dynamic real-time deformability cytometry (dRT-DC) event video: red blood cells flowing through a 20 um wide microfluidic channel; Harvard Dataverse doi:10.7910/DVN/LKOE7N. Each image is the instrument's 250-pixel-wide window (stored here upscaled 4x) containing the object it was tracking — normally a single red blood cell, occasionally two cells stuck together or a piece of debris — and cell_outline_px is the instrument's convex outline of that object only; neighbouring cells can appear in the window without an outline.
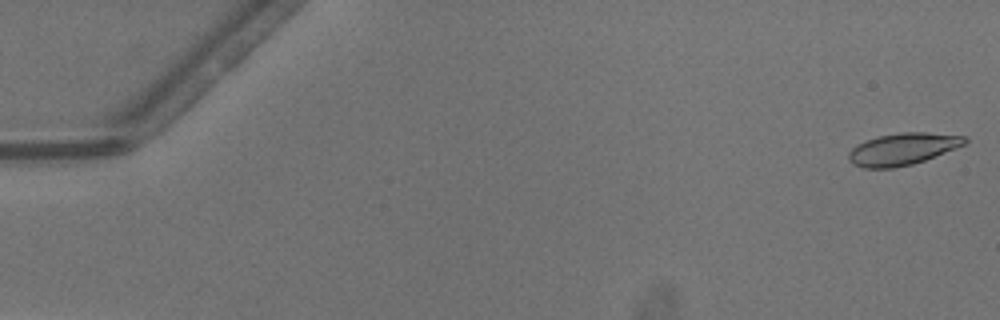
{"species": "common noctule bat (a hibernating species)", "species_latin": "Nyctalus noctula", "temperature_condition": "warm", "stored_images_in_passage": 51, "camera_frame_rate_fps": 3000, "um_per_image_px": 0.085, "animal": {"sex": "male", "body_mass_g": 13.3}, "frame": {"image": 1, "passage_image": 1, "time_ms": 0.0, "image_size_px": [1000, 320], "cell_outline_px": [[968, 140], [964, 144], [924, 160], [912, 164], [892, 168], [864, 168], [852, 164], [848, 160], [848, 152], [856, 144], [880, 136], [900, 132], [924, 132], [968, 136]], "centroid_in_image_um": [76.69, 12.66], "position_along_channel_um": 8.3, "area_um2": 21.44}}
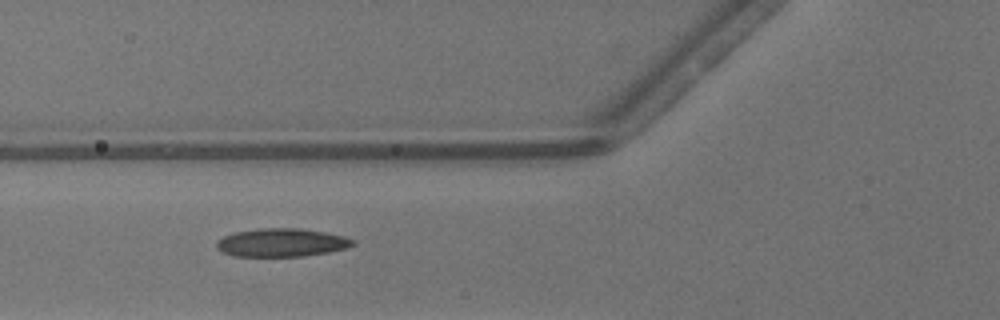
{"frame": {"image": 2, "passage_image": 20, "time_ms": 6.333, "image_size_px": [1000, 320], "cell_outline_px": [[356, 244], [348, 248], [328, 252], [304, 256], [232, 256], [216, 248], [216, 240], [232, 232], [260, 228], [300, 228], [324, 232], [344, 236], [356, 240]], "centroid_in_image_um": [23.94, 20.61], "position_along_channel_um": 101.9, "area_um2": 22.66}}
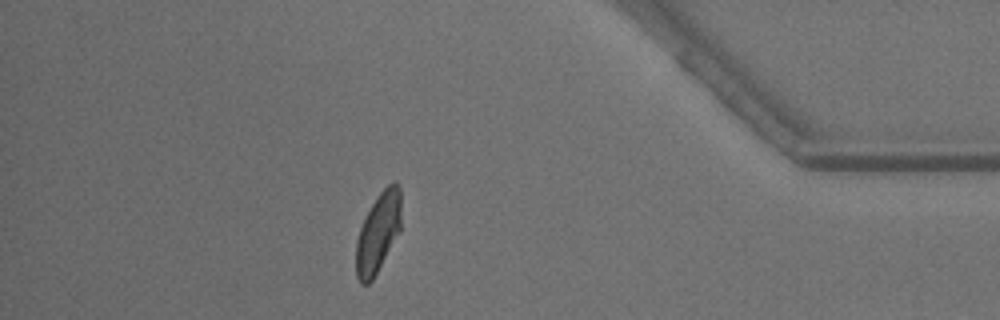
{"frame": {"image": 3, "passage_image": 45, "time_ms": 14.667, "image_size_px": [1000, 320], "cell_outline_px": [[400, 232], [372, 280], [368, 284], [360, 284], [356, 276], [356, 240], [360, 228], [376, 196], [388, 184], [396, 180], [400, 184]], "centroid_in_image_um": [32.14, 19.77], "position_along_channel_um": 403.1, "area_um2": 20.92}, "authors_computed_cell_mechanics": {"area_um2": 21.9062, "velocity_mm_per_s": 4.0977, "shape_relaxation_time_tau1_ms": 3.8785, "shape_relaxation_time_tau2_ms": 1.5717, "deformation_change_tau1": 0.1355, "deformation_change_tau2": 0.0663}}